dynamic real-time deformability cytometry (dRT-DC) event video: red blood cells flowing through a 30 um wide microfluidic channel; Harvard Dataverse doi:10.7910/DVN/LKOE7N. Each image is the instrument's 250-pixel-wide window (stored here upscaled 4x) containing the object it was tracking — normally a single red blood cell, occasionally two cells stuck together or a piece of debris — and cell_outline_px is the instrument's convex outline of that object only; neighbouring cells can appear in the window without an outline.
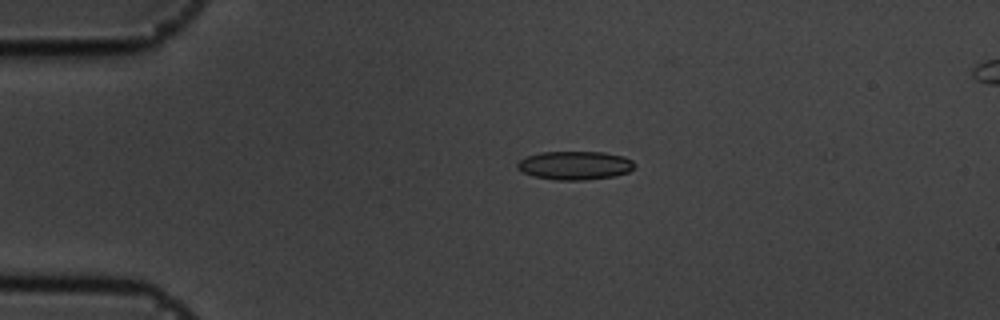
{"species": "common noctule bat (a hibernating species)", "species_latin": "Nyctalus noctula", "temperature_condition": "cold", "stored_images_in_passage": 2, "camera_frame_rate_fps": 3000, "um_per_image_px": 0.085, "animal": {"sex": "male", "body_mass_g": 19.5, "forearm_length_mm": 54.6}, "frame": {"image": 1, "passage_image": 1, "time_ms": 0.0, "image_size_px": [1000, 320], "cell_outline_px": [[636, 164], [628, 172], [616, 176], [584, 180], [556, 180], [532, 176], [516, 168], [516, 164], [520, 160], [528, 156], [540, 152], [604, 152], [624, 156], [632, 160]], "centroid_in_image_um": [48.88, 14.06], "position_along_channel_um": 36.1, "area_um2": 19.59}}